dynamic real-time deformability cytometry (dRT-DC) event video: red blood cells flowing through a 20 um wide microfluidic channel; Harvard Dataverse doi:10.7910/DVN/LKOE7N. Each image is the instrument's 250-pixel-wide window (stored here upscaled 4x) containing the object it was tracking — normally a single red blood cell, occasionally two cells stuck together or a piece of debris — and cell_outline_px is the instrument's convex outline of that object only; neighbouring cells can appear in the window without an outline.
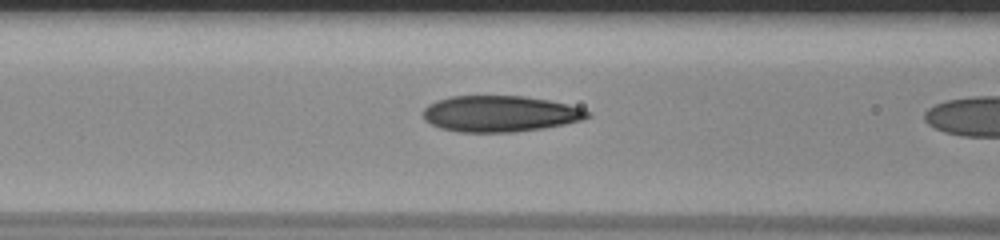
{"species": "human", "species_latin": "Homo sapiens", "temperature_condition": "room temperature", "stored_images_in_passage": 17, "camera_frame_rate_fps": 3000, "um_per_image_px": 0.085, "donor": {"sex": "male"}, "frame": {"image": 1, "passage_image": 16, "time_ms": 5.0, "image_size_px": [1000, 240], "cell_outline_px": [[592, 116], [580, 120], [564, 124], [544, 128], [512, 132], [460, 132], [440, 128], [424, 120], [424, 108], [428, 104], [436, 100], [452, 96], [524, 96], [548, 100], [568, 104], [592, 112]], "centroid_in_image_um": [42.5, 9.66], "position_along_channel_um": 124.1, "area_um2": 34.62}}